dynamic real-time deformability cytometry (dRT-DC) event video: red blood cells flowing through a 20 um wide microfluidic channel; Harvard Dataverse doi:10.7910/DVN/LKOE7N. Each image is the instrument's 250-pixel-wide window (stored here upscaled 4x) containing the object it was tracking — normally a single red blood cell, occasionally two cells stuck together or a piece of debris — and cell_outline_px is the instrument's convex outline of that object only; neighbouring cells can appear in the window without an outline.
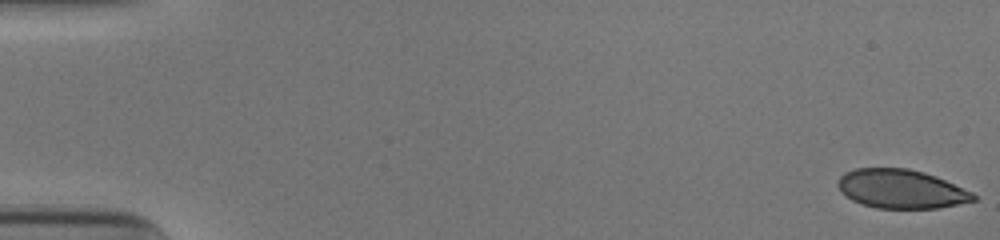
{"species": "human", "species_latin": "Homo sapiens", "temperature_condition": "cold", "stored_images_in_passage": 53, "camera_frame_rate_fps": 3000, "um_per_image_px": 0.085, "donor": {"sex": "male"}, "frame": {"image": 1, "passage_image": 1, "time_ms": 0.0, "image_size_px": [1000, 240], "cell_outline_px": [[976, 200], [936, 208], [876, 208], [860, 204], [852, 200], [840, 192], [836, 184], [836, 180], [844, 172], [856, 168], [908, 168], [924, 172], [936, 176], [972, 192], [976, 196]], "centroid_in_image_um": [76.53, 16.05], "position_along_channel_um": 8.5, "area_um2": 30.81}}
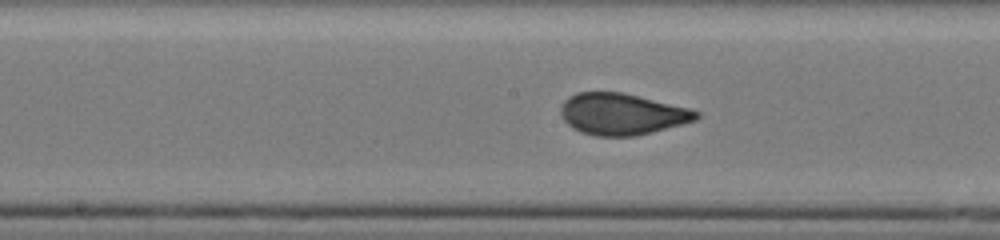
{"frame": {"image": 2, "passage_image": 28, "time_ms": 9.0, "image_size_px": [1000, 240], "cell_outline_px": [[700, 116], [696, 120], [652, 132], [636, 136], [596, 136], [580, 132], [572, 128], [564, 120], [560, 112], [560, 104], [568, 96], [576, 92], [624, 92], [692, 108], [700, 112]], "centroid_in_image_um": [52.87, 9.68], "position_along_channel_um": 195.3, "area_um2": 33.18}}
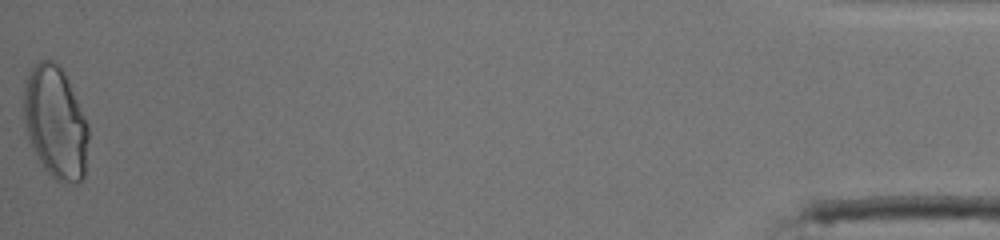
{"frame": {"image": 3, "passage_image": 53, "time_ms": 17.333, "image_size_px": [1000, 240], "cell_outline_px": [[88, 140], [84, 180], [76, 184], [56, 180], [44, 168], [32, 148], [28, 140], [24, 120], [24, 80], [32, 68], [40, 60], [52, 60], [60, 64], [68, 80], [88, 124]], "centroid_in_image_um": [4.71, 10.41], "position_along_channel_um": 430.5, "area_um2": 42.48}, "authors_computed_cell_mechanics": {"area_um2": 32.8304, "velocity_mm_per_s": 3.9119, "shape_relaxation_time_tau1_ms": 8.7465, "shape_relaxation_time_tau2_ms": null, "deformation_change_tau1": 0.2317, "deformation_change_tau2": null}}